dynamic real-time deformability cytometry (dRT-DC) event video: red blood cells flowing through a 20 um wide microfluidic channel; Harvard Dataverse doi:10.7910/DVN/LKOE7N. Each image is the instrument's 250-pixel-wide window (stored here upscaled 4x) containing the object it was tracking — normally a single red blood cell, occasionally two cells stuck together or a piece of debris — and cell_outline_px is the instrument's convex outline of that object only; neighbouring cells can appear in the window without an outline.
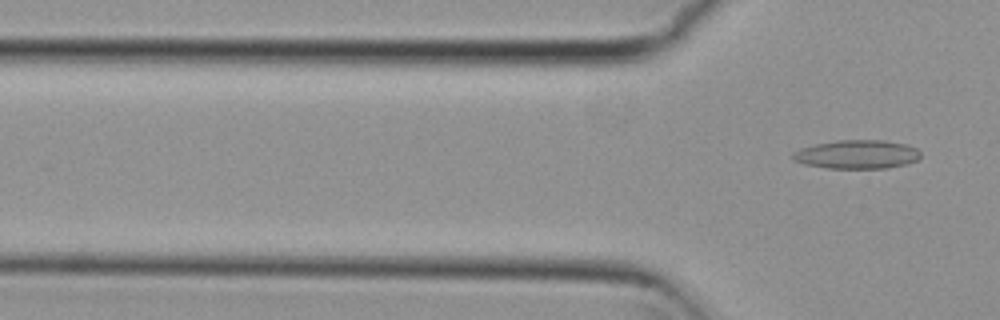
{"species": "common noctule bat (a hibernating species)", "species_latin": "Nyctalus noctula", "temperature_condition": "cold", "stored_images_in_passage": 4, "camera_frame_rate_fps": 3000, "um_per_image_px": 0.085, "animal": {"sex": "female", "body_mass_g": 29.2, "forearm_length_mm": 56.3}, "frame": {"image": 1, "passage_image": 4, "time_ms": 1.0, "image_size_px": [1000, 320], "cell_outline_px": [[920, 156], [916, 160], [908, 164], [888, 168], [828, 168], [804, 164], [792, 160], [792, 152], [800, 148], [816, 144], [836, 140], [884, 140], [908, 144], [916, 148], [920, 152]], "centroid_in_image_um": [72.84, 13.12], "position_along_channel_um": 53.0, "area_um2": 21.56}}